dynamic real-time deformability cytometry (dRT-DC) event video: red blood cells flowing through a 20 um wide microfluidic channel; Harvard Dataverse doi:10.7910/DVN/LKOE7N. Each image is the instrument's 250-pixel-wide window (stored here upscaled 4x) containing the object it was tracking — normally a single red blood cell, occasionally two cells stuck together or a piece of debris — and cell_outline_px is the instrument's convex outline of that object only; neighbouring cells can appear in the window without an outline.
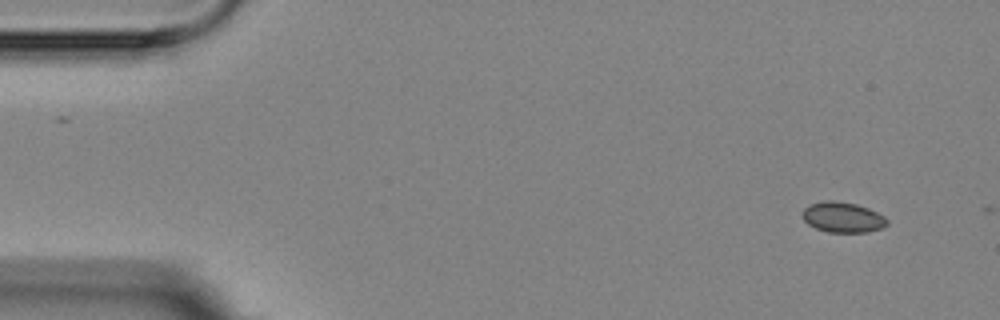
{"species": "Egyptian fruit bat (a non-hibernating species)", "species_latin": "Rousettus aegyptiacus", "temperature_condition": "room temperature", "stored_images_in_passage": 5, "camera_frame_rate_fps": 3000, "um_per_image_px": 0.085, "animal": {"sex": "female"}, "frame": {"image": 1, "passage_image": 1, "time_ms": 0.0, "image_size_px": [1000, 320], "cell_outline_px": [[888, 224], [880, 228], [868, 232], [828, 232], [816, 228], [808, 224], [800, 216], [804, 208], [808, 204], [828, 200], [832, 200], [856, 204], [868, 208], [884, 216], [888, 220]], "centroid_in_image_um": [71.6, 18.46], "position_along_channel_um": 13.4, "area_um2": 15.03}}
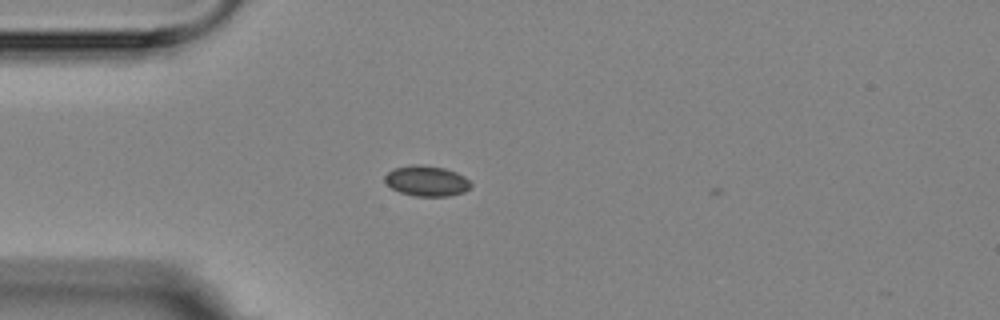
{"frame": {"image": 2, "passage_image": 4, "time_ms": 3.667, "image_size_px": [1000, 320], "cell_outline_px": [[472, 184], [464, 192], [448, 196], [416, 196], [400, 192], [392, 188], [384, 180], [384, 176], [392, 168], [412, 164], [420, 164], [444, 168], [456, 172], [464, 176]], "centroid_in_image_um": [36.24, 15.36], "position_along_channel_um": 48.8, "area_um2": 15.26}}